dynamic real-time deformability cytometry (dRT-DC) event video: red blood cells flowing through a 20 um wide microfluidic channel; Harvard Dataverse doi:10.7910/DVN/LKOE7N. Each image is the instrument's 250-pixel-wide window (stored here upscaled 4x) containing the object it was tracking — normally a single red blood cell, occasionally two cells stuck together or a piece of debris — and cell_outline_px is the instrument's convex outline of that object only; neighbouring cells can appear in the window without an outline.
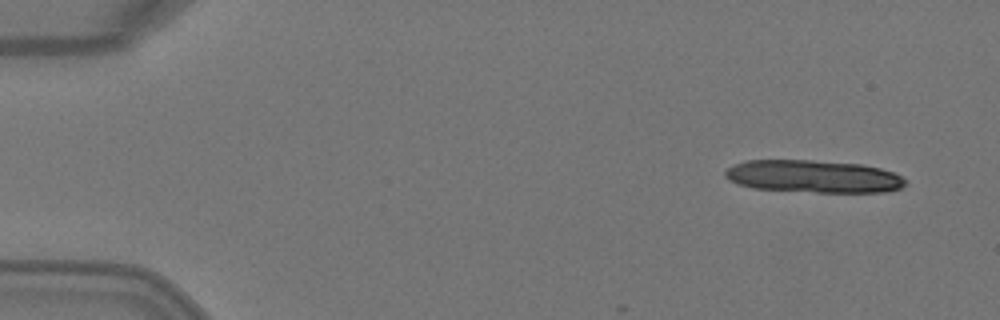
{"species": "Egyptian fruit bat (a non-hibernating species)", "species_latin": "Rousettus aegyptiacus", "temperature_condition": "warm", "stored_images_in_passage": 6, "camera_frame_rate_fps": 3000, "um_per_image_px": 0.085, "animal": {"sex": "female"}, "frame": {"image": 1, "passage_image": 1, "time_ms": 0.0, "image_size_px": [1000, 320], "cell_outline_px": [[908, 184], [900, 188], [888, 192], [816, 192], [752, 188], [728, 180], [724, 176], [724, 172], [728, 168], [736, 164], [748, 160], [812, 160], [860, 164], [880, 168], [892, 172], [908, 180]], "centroid_in_image_um": [69.17, 15.0], "position_along_channel_um": 15.8, "area_um2": 34.22}}
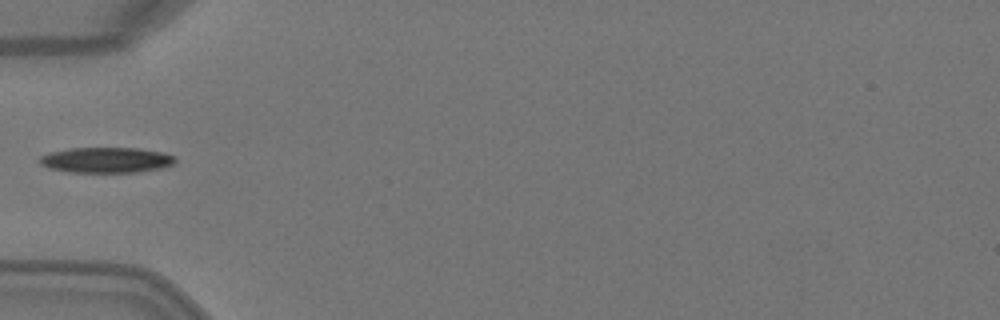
{"frame": {"image": 2, "passage_image": 5, "time_ms": 1.333, "image_size_px": [1000, 320], "cell_outline_px": [[176, 160], [172, 164], [160, 168], [136, 172], [68, 172], [48, 168], [40, 164], [40, 156], [48, 152], [68, 148], [136, 148], [164, 152], [176, 156]], "centroid_in_image_um": [9.01, 13.59], "position_along_channel_um": 76.0, "area_um2": 20.23}}